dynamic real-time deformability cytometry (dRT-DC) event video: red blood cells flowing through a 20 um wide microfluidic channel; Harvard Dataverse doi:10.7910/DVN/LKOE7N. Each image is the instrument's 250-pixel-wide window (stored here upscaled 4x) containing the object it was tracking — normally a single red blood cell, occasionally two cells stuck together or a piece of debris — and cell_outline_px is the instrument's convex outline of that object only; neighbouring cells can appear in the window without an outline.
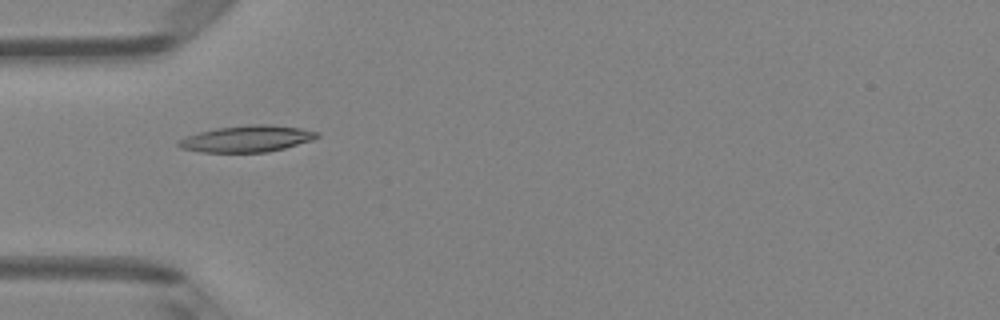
{"species": "Egyptian fruit bat (a non-hibernating species)", "species_latin": "Rousettus aegyptiacus", "temperature_condition": "room temperature", "stored_images_in_passage": 7, "camera_frame_rate_fps": 3000, "um_per_image_px": 0.085, "animal": {"sex": "female"}, "frame": {"image": 1, "passage_image": 4, "time_ms": 4.333, "image_size_px": [1000, 320], "cell_outline_px": [[320, 136], [312, 140], [284, 148], [268, 152], [200, 152], [180, 148], [176, 144], [176, 140], [200, 132], [216, 128], [248, 124], [272, 124], [300, 128], [320, 132]], "centroid_in_image_um": [20.99, 11.79], "position_along_channel_um": 64.0, "area_um2": 21.5}}
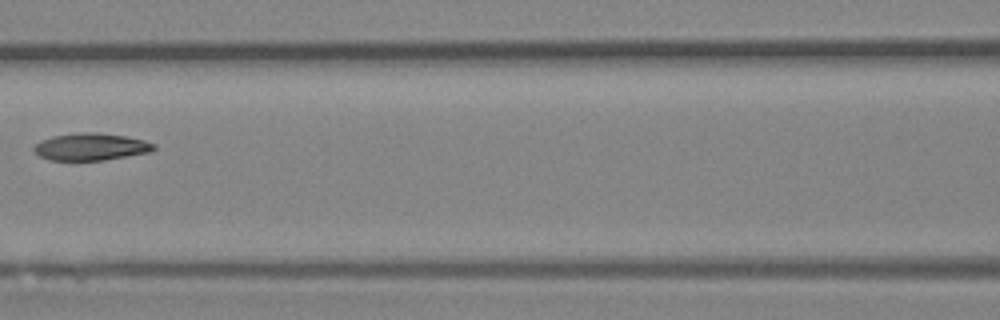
{"frame": {"image": 2, "passage_image": 6, "time_ms": 6.667, "image_size_px": [1000, 320], "cell_outline_px": [[156, 148], [152, 152], [104, 160], [48, 160], [40, 156], [32, 148], [40, 140], [52, 136], [80, 132], [96, 132], [124, 136], [144, 140], [156, 144]], "centroid_in_image_um": [7.74, 12.47], "position_along_channel_um": 158.9, "area_um2": 19.07}}
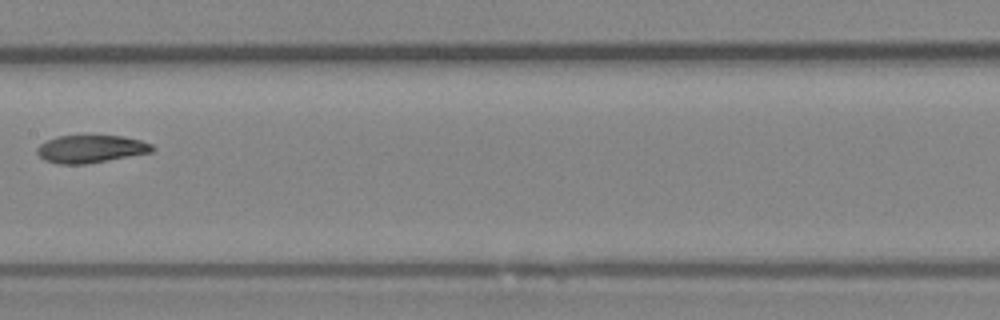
{"frame": {"image": 3, "passage_image": 7, "time_ms": 7.667, "image_size_px": [1000, 320], "cell_outline_px": [[156, 148], [152, 152], [88, 164], [60, 164], [44, 160], [36, 152], [36, 148], [40, 144], [56, 136], [124, 136], [140, 140], [152, 144]], "centroid_in_image_um": [7.73, 12.66], "position_along_channel_um": 199.7, "area_um2": 18.61}}